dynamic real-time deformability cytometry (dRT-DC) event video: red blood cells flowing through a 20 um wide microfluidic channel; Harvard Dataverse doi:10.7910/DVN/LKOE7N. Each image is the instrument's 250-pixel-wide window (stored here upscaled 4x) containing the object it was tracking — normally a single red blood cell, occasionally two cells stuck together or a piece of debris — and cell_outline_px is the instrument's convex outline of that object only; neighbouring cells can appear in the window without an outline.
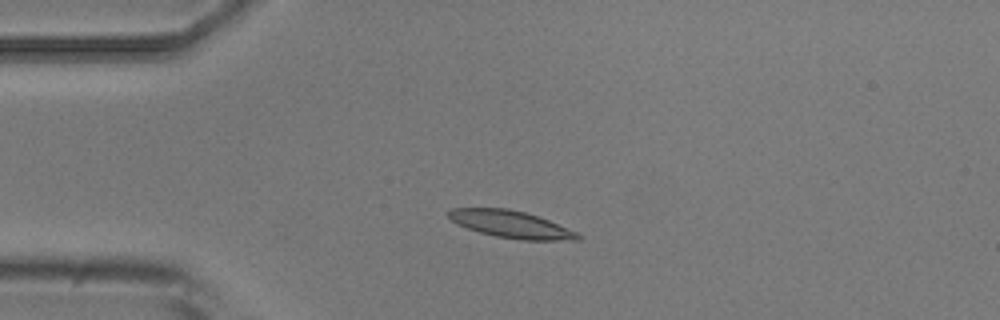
{"species": "common noctule bat (a hibernating species)", "species_latin": "Nyctalus noctula", "temperature_condition": "room temperature", "stored_images_in_passage": 4, "camera_frame_rate_fps": 3000, "um_per_image_px": 0.085, "animal": {"sex": "male", "body_mass_g": 20.5, "forearm_length_mm": 52.5}, "frame": {"image": 1, "passage_image": 3, "time_ms": 2.667, "image_size_px": [1000, 320], "cell_outline_px": [[584, 240], [520, 240], [496, 236], [480, 232], [456, 224], [448, 216], [448, 212], [452, 208], [508, 208], [524, 212], [548, 220], [580, 232], [584, 236]], "centroid_in_image_um": [43.52, 19.08], "position_along_channel_um": 41.5, "area_um2": 20.58}}